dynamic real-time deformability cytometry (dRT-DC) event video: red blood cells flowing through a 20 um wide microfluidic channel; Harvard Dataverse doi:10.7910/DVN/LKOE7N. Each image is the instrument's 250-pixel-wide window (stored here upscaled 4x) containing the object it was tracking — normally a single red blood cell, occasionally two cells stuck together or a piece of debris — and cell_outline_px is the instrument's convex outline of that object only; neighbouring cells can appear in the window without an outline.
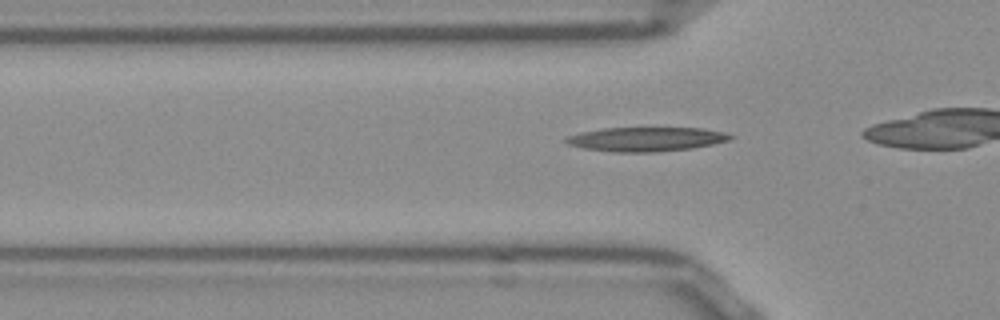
{"species": "Egyptian fruit bat (a non-hibernating species)", "species_latin": "Rousettus aegyptiacus", "temperature_condition": "room temperature", "stored_images_in_passage": 36, "camera_frame_rate_fps": 3000, "um_per_image_px": 0.085, "frame": {"image": 1, "passage_image": 12, "time_ms": 3.667, "image_size_px": [1000, 320], "cell_outline_px": [[736, 136], [728, 140], [712, 144], [692, 148], [656, 152], [616, 152], [584, 148], [568, 144], [564, 140], [568, 136], [580, 132], [604, 128], [704, 128], [724, 132]], "centroid_in_image_um": [54.94, 11.83], "position_along_channel_um": 70.9, "area_um2": 23.06}}
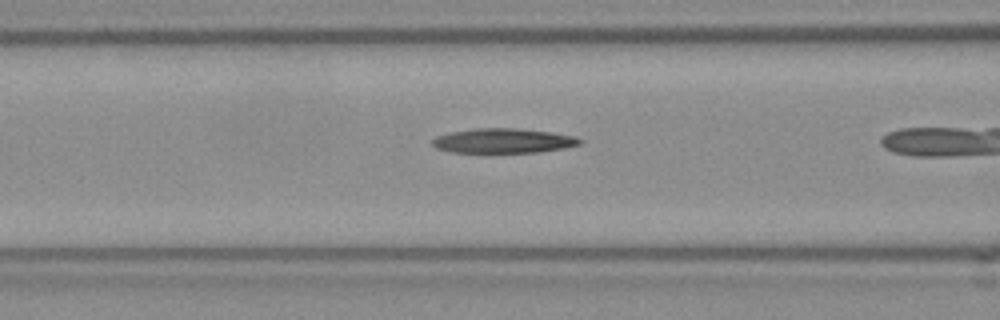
{"frame": {"image": 2, "passage_image": 16, "time_ms": 5.0, "image_size_px": [1000, 320], "cell_outline_px": [[584, 140], [580, 144], [564, 148], [540, 152], [448, 152], [436, 148], [432, 144], [432, 140], [436, 136], [452, 132], [476, 128], [516, 128], [552, 132], [576, 136]], "centroid_in_image_um": [42.81, 11.96], "position_along_channel_um": 123.8, "area_um2": 21.21}}
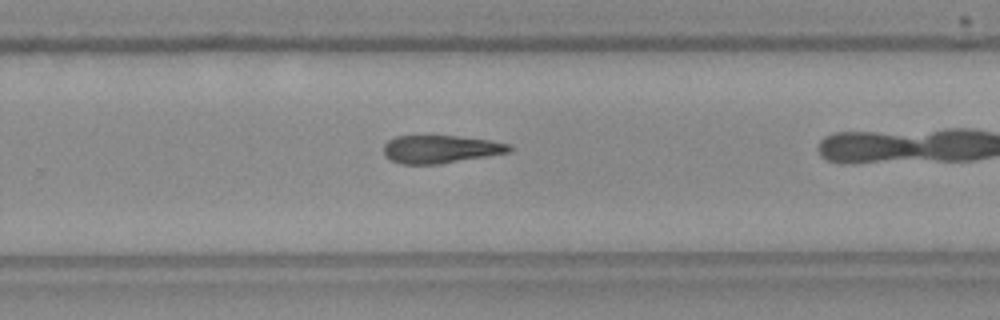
{"frame": {"image": 3, "passage_image": 29, "time_ms": 9.333, "image_size_px": [1000, 320], "cell_outline_px": [[512, 152], [436, 164], [400, 164], [384, 156], [384, 144], [388, 140], [396, 136], [456, 136], [488, 140], [512, 144]], "centroid_in_image_um": [37.45, 12.68], "position_along_channel_um": 292.4, "area_um2": 20.35}}